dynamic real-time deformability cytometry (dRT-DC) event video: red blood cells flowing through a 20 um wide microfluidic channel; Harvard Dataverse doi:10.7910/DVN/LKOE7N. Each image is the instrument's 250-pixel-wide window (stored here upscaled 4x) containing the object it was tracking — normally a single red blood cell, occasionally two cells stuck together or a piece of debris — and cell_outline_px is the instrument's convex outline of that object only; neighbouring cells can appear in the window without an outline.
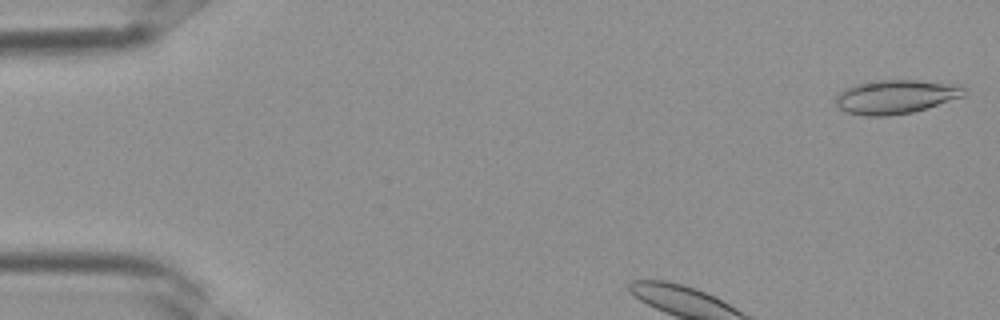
{"species": "Egyptian fruit bat (a non-hibernating species)", "species_latin": "Rousettus aegyptiacus", "temperature_condition": "room temperature", "stored_images_in_passage": 35, "camera_frame_rate_fps": 3000, "um_per_image_px": 0.085, "frame": {"image": 1, "passage_image": 1, "time_ms": 0.0, "image_size_px": [1000, 320], "cell_outline_px": [[968, 92], [964, 96], [928, 108], [912, 112], [888, 116], [864, 116], [844, 112], [836, 104], [836, 96], [844, 88], [856, 84], [876, 80], [916, 80], [944, 84], [964, 88]], "centroid_in_image_um": [76.08, 8.24], "position_along_channel_um": 8.9, "area_um2": 25.2}}
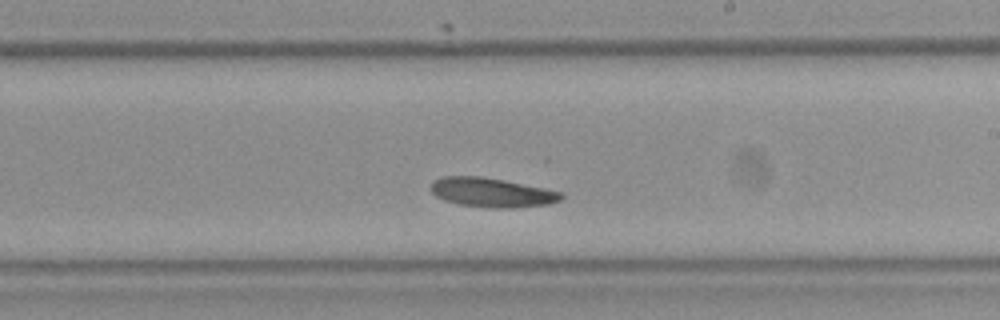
{"frame": {"image": 2, "passage_image": 18, "time_ms": 5.667, "image_size_px": [1000, 320], "cell_outline_px": [[564, 196], [560, 200], [548, 204], [516, 208], [492, 208], [460, 204], [444, 200], [436, 196], [432, 192], [432, 180], [444, 176], [480, 176], [504, 180], [564, 192]], "centroid_in_image_um": [41.83, 16.36], "position_along_channel_um": 247.2, "area_um2": 22.25}}
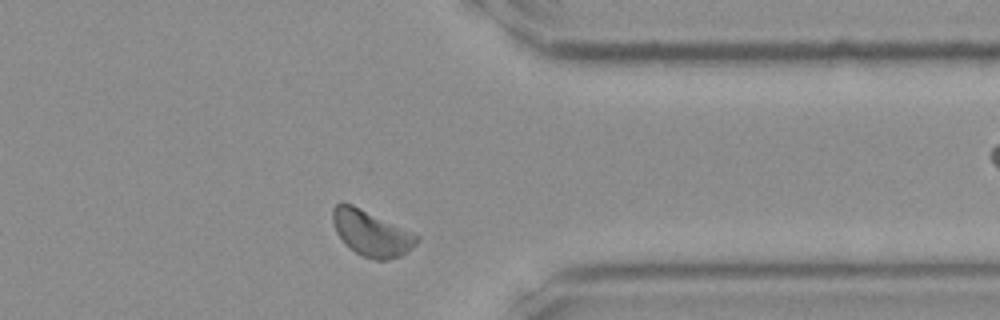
{"frame": {"image": 3, "passage_image": 26, "time_ms": 8.333, "image_size_px": [1000, 320], "cell_outline_px": [[420, 240], [416, 244], [400, 256], [388, 260], [376, 260], [364, 256], [356, 252], [336, 232], [332, 224], [332, 208], [340, 200], [352, 204], [420, 236]], "centroid_in_image_um": [31.54, 19.79], "position_along_channel_um": 379.9, "area_um2": 22.02}}